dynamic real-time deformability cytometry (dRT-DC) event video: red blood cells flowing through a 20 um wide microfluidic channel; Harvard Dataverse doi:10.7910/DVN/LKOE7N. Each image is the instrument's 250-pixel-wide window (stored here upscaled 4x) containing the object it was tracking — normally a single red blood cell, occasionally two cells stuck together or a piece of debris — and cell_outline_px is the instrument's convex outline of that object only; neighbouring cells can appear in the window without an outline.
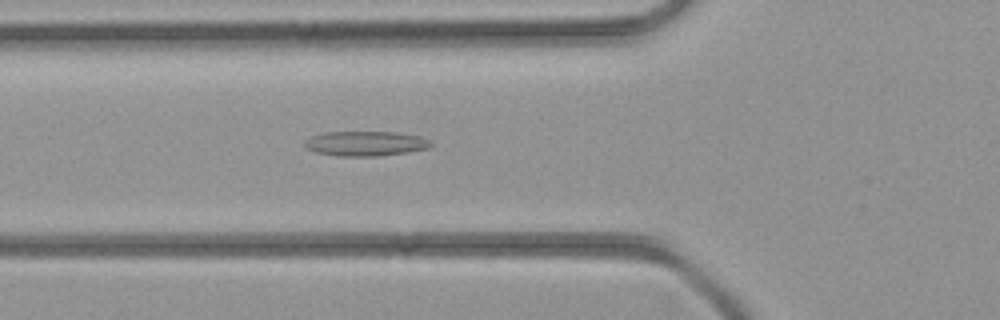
{"species": "common noctule bat (a hibernating species)", "species_latin": "Nyctalus noctula", "temperature_condition": "room temperature", "stored_images_in_passage": 34, "camera_frame_rate_fps": 3000, "um_per_image_px": 0.085, "animal": {"sex": "female", "body_mass_g": 21.9}, "frame": {"image": 1, "passage_image": 8, "time_ms": 2.333, "image_size_px": [1000, 320], "cell_outline_px": [[432, 144], [428, 148], [408, 152], [376, 156], [336, 156], [316, 152], [308, 148], [304, 144], [304, 140], [312, 136], [324, 132], [392, 132], [420, 136], [432, 140]], "centroid_in_image_um": [31.08, 12.2], "position_along_channel_um": 94.7, "area_um2": 18.21}}
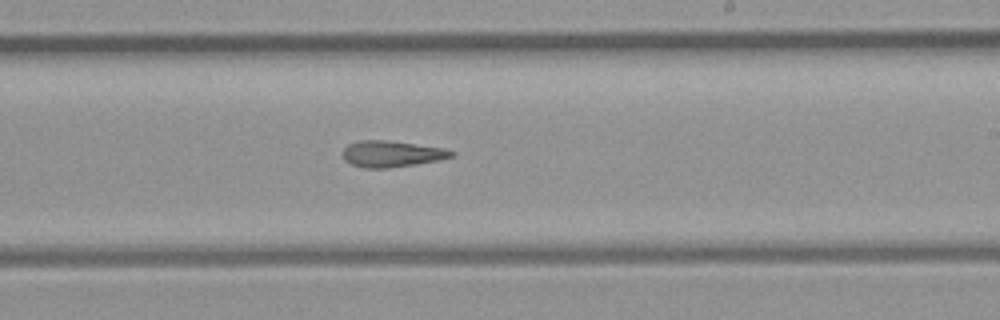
{"frame": {"image": 2, "passage_image": 18, "time_ms": 5.667, "image_size_px": [1000, 320], "cell_outline_px": [[456, 152], [452, 156], [440, 160], [388, 168], [364, 168], [352, 164], [344, 160], [344, 148], [348, 144], [360, 140], [388, 140], [444, 148]], "centroid_in_image_um": [33.29, 13.07], "position_along_channel_um": 255.7, "area_um2": 16.53}}
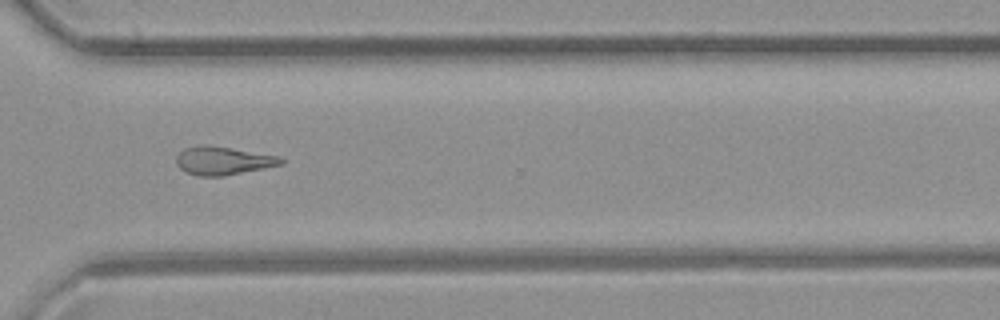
{"frame": {"image": 3, "passage_image": 24, "time_ms": 7.667, "image_size_px": [1000, 320], "cell_outline_px": [[284, 164], [224, 176], [200, 176], [188, 172], [180, 168], [176, 164], [176, 156], [184, 148], [204, 144], [208, 144], [280, 156], [284, 160]], "centroid_in_image_um": [18.97, 13.65], "position_along_channel_um": 351.6, "area_um2": 17.28}}